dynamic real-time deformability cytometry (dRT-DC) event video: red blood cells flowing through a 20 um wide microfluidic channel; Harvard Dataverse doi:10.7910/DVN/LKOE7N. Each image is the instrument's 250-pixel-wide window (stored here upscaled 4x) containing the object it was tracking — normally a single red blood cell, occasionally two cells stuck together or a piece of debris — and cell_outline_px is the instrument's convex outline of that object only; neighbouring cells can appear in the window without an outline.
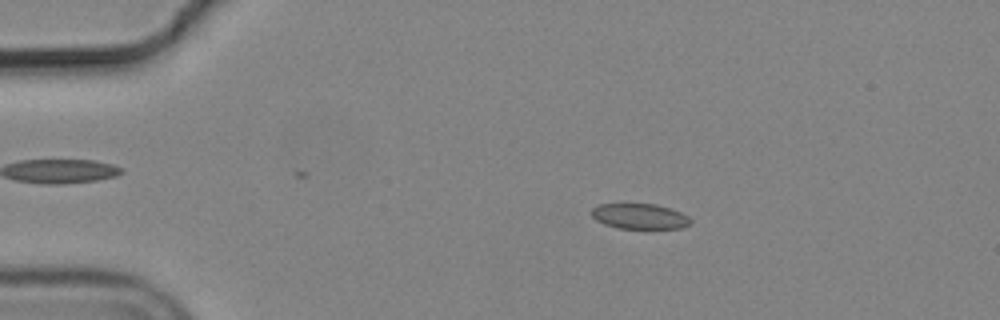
{"species": "common noctule bat (a hibernating species)", "species_latin": "Nyctalus noctula", "temperature_condition": "cold", "stored_images_in_passage": 51, "camera_frame_rate_fps": 3000, "um_per_image_px": 0.085, "animal": {"sex": "male", "body_mass_g": 19.2, "forearm_length_mm": 51.8}, "frame": {"image": 1, "passage_image": 6, "time_ms": 1.667, "image_size_px": [1000, 320], "cell_outline_px": [[692, 224], [680, 228], [616, 228], [604, 224], [596, 220], [592, 216], [592, 208], [596, 204], [656, 204], [672, 208], [688, 216], [692, 220]], "centroid_in_image_um": [54.38, 18.38], "position_along_channel_um": 30.6, "area_um2": 14.74}}
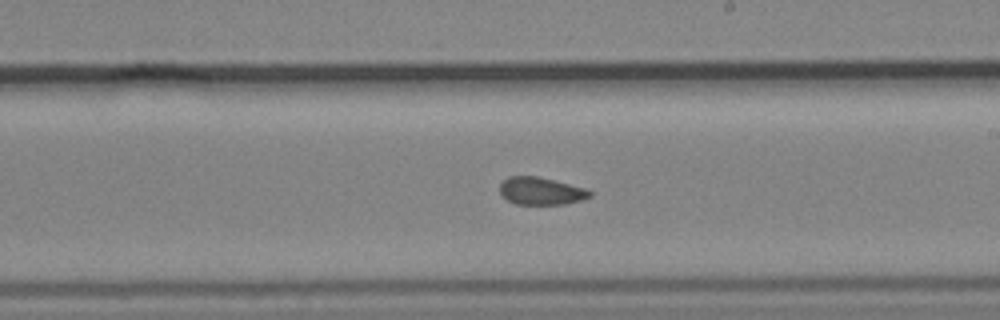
{"frame": {"image": 2, "passage_image": 28, "time_ms": 9.0, "image_size_px": [1000, 320], "cell_outline_px": [[592, 196], [580, 200], [564, 204], [516, 204], [508, 200], [500, 192], [500, 184], [508, 176], [536, 176], [584, 188], [592, 192]], "centroid_in_image_um": [45.97, 16.24], "position_along_channel_um": 243.0, "area_um2": 14.16}}
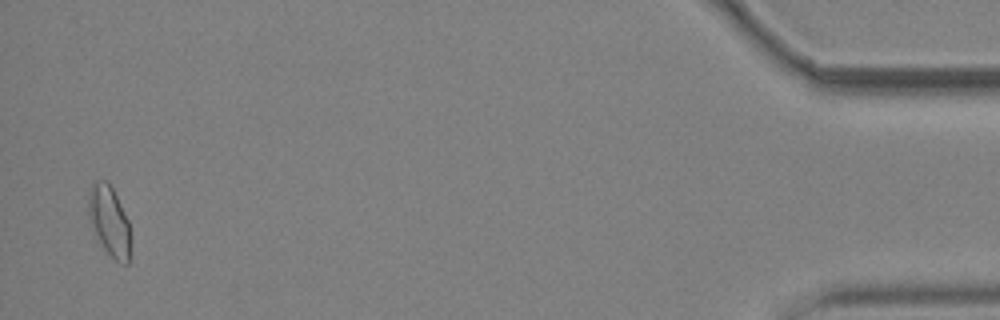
{"frame": {"image": 3, "passage_image": 50, "time_ms": 16.333, "image_size_px": [1000, 320], "cell_outline_px": [[128, 264], [120, 264], [104, 248], [92, 232], [88, 212], [88, 196], [92, 184], [96, 180], [108, 180], [128, 220]], "centroid_in_image_um": [9.23, 18.75], "position_along_channel_um": 426.0, "area_um2": 16.82}, "authors_computed_cell_mechanics": {"area_um2": 15.2014, "velocity_mm_per_s": 3.6818, "shape_relaxation_time_tau1_ms": 5.9134, "shape_relaxation_time_tau2_ms": 2.7502, "deformation_change_tau1": 0.1021, "deformation_change_tau2": 0.0682}}